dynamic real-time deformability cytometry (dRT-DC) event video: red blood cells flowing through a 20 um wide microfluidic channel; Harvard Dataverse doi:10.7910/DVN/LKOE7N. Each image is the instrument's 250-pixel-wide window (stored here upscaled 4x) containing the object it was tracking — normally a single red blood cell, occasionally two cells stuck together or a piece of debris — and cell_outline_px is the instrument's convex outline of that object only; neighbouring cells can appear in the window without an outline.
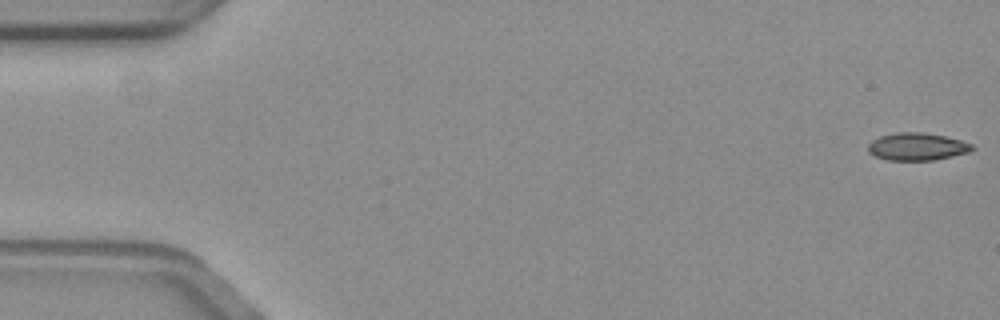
{"species": "common noctule bat (a hibernating species)", "species_latin": "Nyctalus noctula", "temperature_condition": "warm", "stored_images_in_passage": 58, "camera_frame_rate_fps": 3000, "um_per_image_px": 0.085, "animal": {"sex": "female", "body_mass_g": 19.3, "forearm_length_mm": 54.1}, "frame": {"image": 1, "passage_image": 1, "time_ms": 0.0, "image_size_px": [1000, 320], "cell_outline_px": [[972, 148], [968, 152], [932, 160], [888, 160], [876, 156], [868, 152], [868, 144], [872, 140], [880, 136], [896, 132], [924, 132], [944, 136], [960, 140], [972, 144]], "centroid_in_image_um": [77.9, 12.45], "position_along_channel_um": 7.1, "area_um2": 16.47}}
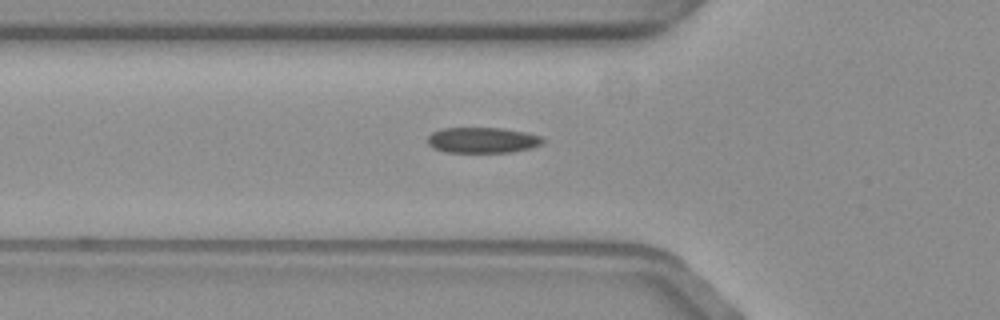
{"frame": {"image": 2, "passage_image": 20, "time_ms": 6.333, "image_size_px": [1000, 320], "cell_outline_px": [[544, 140], [540, 144], [532, 148], [512, 152], [448, 152], [432, 148], [428, 144], [428, 136], [432, 132], [444, 128], [500, 128], [524, 132], [540, 136]], "centroid_in_image_um": [40.99, 11.92], "position_along_channel_um": 84.8, "area_um2": 17.11}}
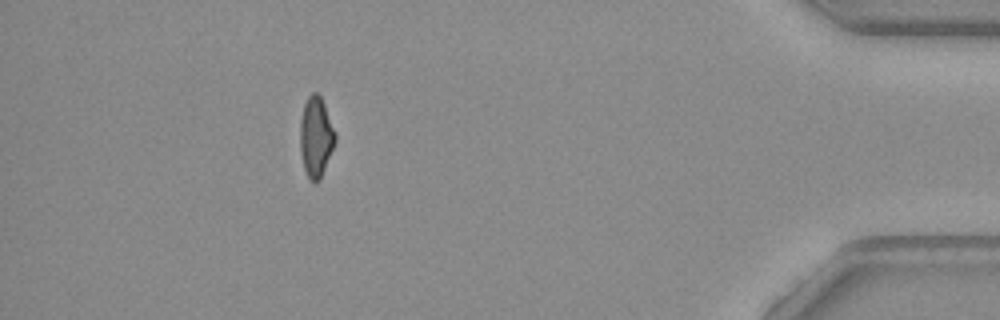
{"frame": {"image": 3, "passage_image": 52, "time_ms": 17.0, "image_size_px": [1000, 320], "cell_outline_px": [[336, 140], [320, 180], [312, 180], [308, 176], [304, 168], [300, 152], [300, 120], [304, 104], [308, 96], [312, 92], [316, 92], [320, 96], [324, 104], [336, 132]], "centroid_in_image_um": [26.85, 11.6], "position_along_channel_um": 408.3, "area_um2": 16.3}, "authors_computed_cell_mechanics": {"area_um2": 16.8198, "velocity_mm_per_s": 3.5781, "shape_relaxation_time_tau1_ms": 7.7934, "shape_relaxation_time_tau2_ms": 1.9041, "deformation_change_tau1": 0.1784, "deformation_change_tau2": 0.0823}}